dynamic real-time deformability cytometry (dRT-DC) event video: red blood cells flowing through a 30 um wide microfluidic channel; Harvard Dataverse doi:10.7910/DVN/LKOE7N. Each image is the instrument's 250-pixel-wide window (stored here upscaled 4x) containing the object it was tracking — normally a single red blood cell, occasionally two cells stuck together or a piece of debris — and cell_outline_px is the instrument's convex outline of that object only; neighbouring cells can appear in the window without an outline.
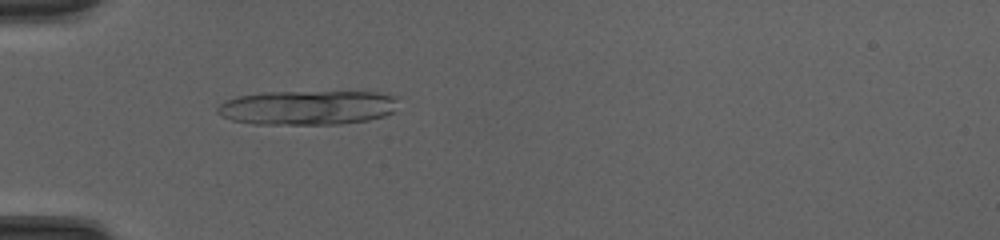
{"species": "common noctule bat (a hibernating species)", "species_latin": "Nyctalus noctula", "temperature_condition": "cold", "stored_images_in_passage": 50, "camera_frame_rate_fps": 3000, "um_per_image_px": 0.085, "animal": {"sex": "female", "body_mass_g": 20.0, "forearm_length_mm": 54.0}, "frame": {"image": 1, "passage_image": 17, "time_ms": 5.333, "image_size_px": [1000, 240], "cell_outline_px": [[400, 96], [392, 112], [384, 116], [368, 120], [340, 124], [252, 124], [232, 120], [216, 112], [216, 108], [224, 100], [236, 96], [264, 92], [376, 92]], "centroid_in_image_um": [26.13, 9.14], "position_along_channel_um": 58.9, "area_um2": 36.53}}